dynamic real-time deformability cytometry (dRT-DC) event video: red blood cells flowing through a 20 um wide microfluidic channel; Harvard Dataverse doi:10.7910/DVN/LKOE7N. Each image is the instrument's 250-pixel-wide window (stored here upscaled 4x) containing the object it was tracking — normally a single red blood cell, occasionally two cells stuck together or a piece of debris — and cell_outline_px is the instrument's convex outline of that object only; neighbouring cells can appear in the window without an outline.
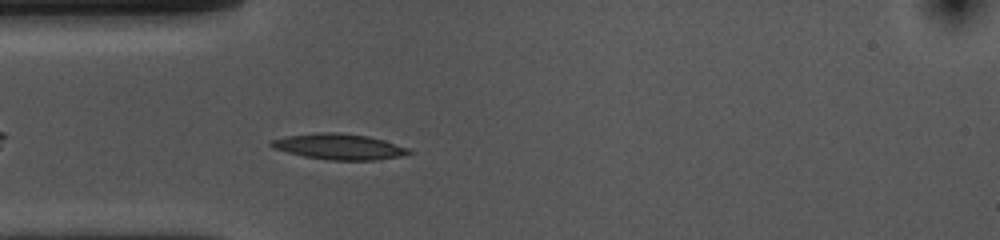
{"species": "common noctule bat (a hibernating species)", "species_latin": "Nyctalus noctula", "temperature_condition": "cold", "stored_images_in_passage": 44, "camera_frame_rate_fps": 3000, "um_per_image_px": 0.085, "animal": {"sex": "female", "body_mass_g": 10.0, "forearm_length_mm": 53.1}, "frame": {"image": 1, "passage_image": 5, "time_ms": 1.333, "image_size_px": [1000, 240], "cell_outline_px": [[416, 152], [400, 156], [376, 160], [328, 160], [304, 156], [288, 152], [276, 148], [268, 144], [272, 140], [284, 136], [320, 132], [336, 132], [368, 136], [384, 140], [408, 148]], "centroid_in_image_um": [28.85, 12.46], "position_along_channel_um": 56.1, "area_um2": 20.58}}
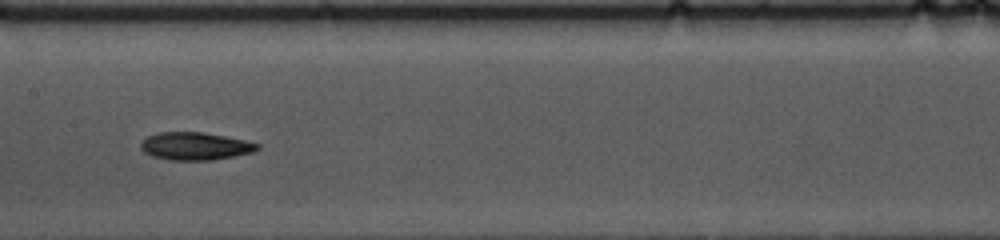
{"frame": {"image": 2, "passage_image": 16, "time_ms": 5.0, "image_size_px": [1000, 240], "cell_outline_px": [[260, 148], [252, 152], [236, 156], [212, 160], [168, 160], [152, 156], [144, 152], [140, 148], [140, 144], [148, 136], [156, 132], [204, 132], [244, 140], [260, 144]], "centroid_in_image_um": [16.58, 12.42], "position_along_channel_um": 190.8, "area_um2": 18.9}}
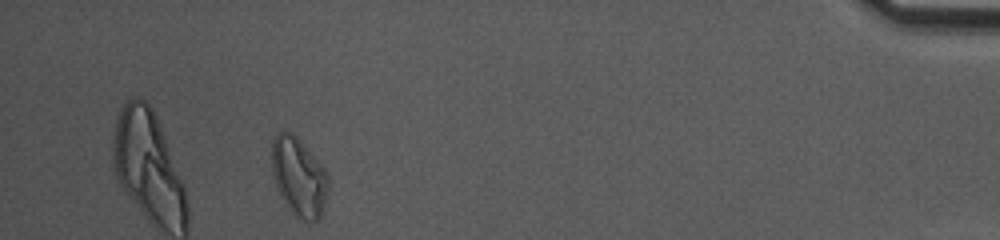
{"frame": {"image": 3, "passage_image": 39, "time_ms": 12.667, "image_size_px": [1000, 240], "cell_outline_px": [[328, 192], [320, 216], [316, 220], [304, 220], [292, 216], [280, 196], [276, 188], [272, 176], [272, 140], [276, 132], [292, 132], [300, 140], [328, 172]], "centroid_in_image_um": [25.38, 15.04], "position_along_channel_um": 409.8, "area_um2": 26.13}, "authors_computed_cell_mechanics": {"area_um2": 19.2474, "velocity_mm_per_s": 3.7058, "shape_relaxation_time_tau1_ms": 4.7393, "shape_relaxation_time_tau2_ms": null, "deformation_change_tau1": 0.1418, "deformation_change_tau2": null}}